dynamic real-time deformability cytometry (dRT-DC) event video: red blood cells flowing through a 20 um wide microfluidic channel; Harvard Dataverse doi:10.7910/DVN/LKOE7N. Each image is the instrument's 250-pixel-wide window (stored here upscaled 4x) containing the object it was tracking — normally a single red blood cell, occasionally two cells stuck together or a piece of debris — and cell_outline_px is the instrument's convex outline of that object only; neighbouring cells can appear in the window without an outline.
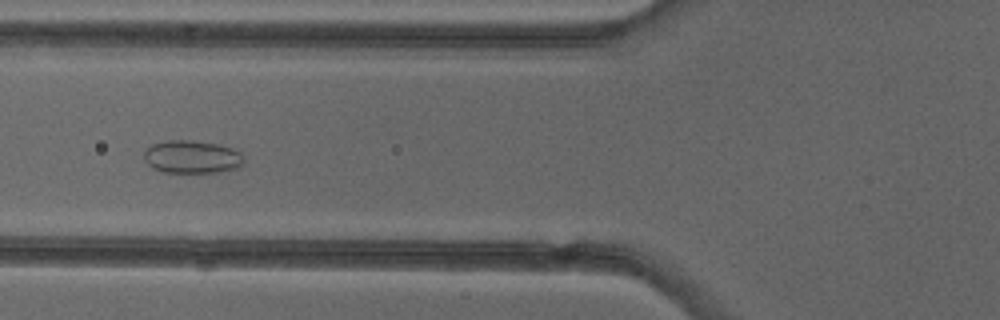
{"species": "common noctule bat (a hibernating species)", "species_latin": "Nyctalus noctula", "temperature_condition": "cold", "stored_images_in_passage": 5, "camera_frame_rate_fps": 3000, "um_per_image_px": 0.085, "animal": {"sex": "female"}, "frame": {"image": 1, "passage_image": 5, "time_ms": 5.333, "image_size_px": [1000, 320], "cell_outline_px": [[244, 164], [240, 168], [220, 172], [164, 172], [152, 168], [144, 160], [144, 148], [152, 144], [164, 140], [192, 140], [220, 144], [232, 148], [240, 152], [244, 156]], "centroid_in_image_um": [16.33, 13.33], "position_along_channel_um": 109.5, "area_um2": 19.59}}